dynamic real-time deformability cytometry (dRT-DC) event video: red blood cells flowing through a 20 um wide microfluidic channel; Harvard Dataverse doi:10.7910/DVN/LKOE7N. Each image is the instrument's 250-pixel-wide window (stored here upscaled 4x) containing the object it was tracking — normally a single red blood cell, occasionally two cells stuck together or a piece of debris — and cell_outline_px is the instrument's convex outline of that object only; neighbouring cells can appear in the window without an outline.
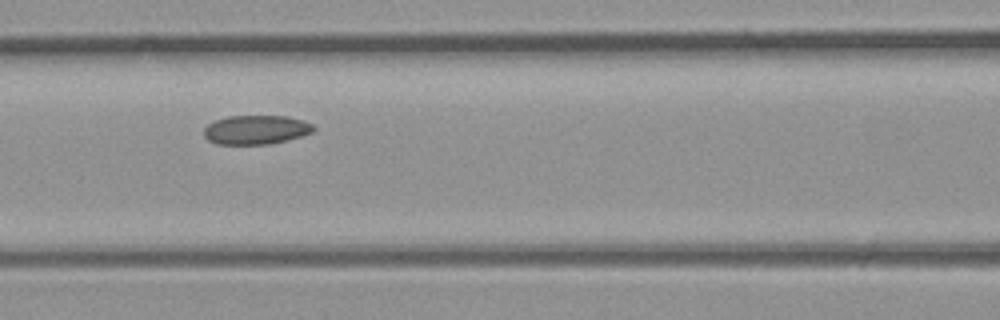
{"species": "common noctule bat (a hibernating species)", "species_latin": "Nyctalus noctula", "temperature_condition": "room temperature", "stored_images_in_passage": 7, "camera_frame_rate_fps": 3000, "um_per_image_px": 0.085, "animal": {"sex": "male", "body_mass_g": 23.1, "forearm_length_mm": 52.7}, "frame": {"image": 1, "passage_image": 7, "time_ms": 2.0, "image_size_px": [1000, 320], "cell_outline_px": [[316, 128], [312, 132], [300, 136], [268, 144], [216, 144], [208, 140], [204, 136], [204, 128], [208, 124], [216, 120], [228, 116], [288, 116], [304, 120], [312, 124]], "centroid_in_image_um": [21.75, 11.02], "position_along_channel_um": 144.8, "area_um2": 18.5}}